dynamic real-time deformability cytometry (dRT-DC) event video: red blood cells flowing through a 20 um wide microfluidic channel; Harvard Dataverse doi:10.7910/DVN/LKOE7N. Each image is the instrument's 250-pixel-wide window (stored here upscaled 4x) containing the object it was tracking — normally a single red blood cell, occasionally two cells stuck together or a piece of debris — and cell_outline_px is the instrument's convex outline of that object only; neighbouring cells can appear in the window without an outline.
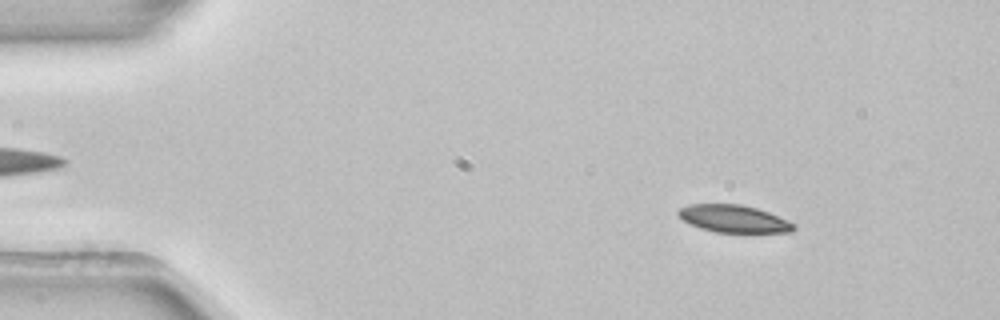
{"species": "common noctule bat (a hibernating species)", "species_latin": "Nyctalus noctula", "temperature_condition": "room temperature", "stored_images_in_passage": 52, "camera_frame_rate_fps": 3000, "um_per_image_px": 0.085, "animal": {"sex": "female", "body_mass_g": 22.7, "forearm_length_mm": 54.2}, "frame": {"image": 1, "passage_image": 7, "time_ms": 2.0, "image_size_px": [1000, 320], "cell_outline_px": [[796, 228], [792, 232], [716, 232], [700, 228], [688, 224], [676, 212], [680, 208], [688, 204], [740, 204], [756, 208], [768, 212], [796, 224]], "centroid_in_image_um": [62.35, 18.59], "position_along_channel_um": 22.6, "area_um2": 18.38}}
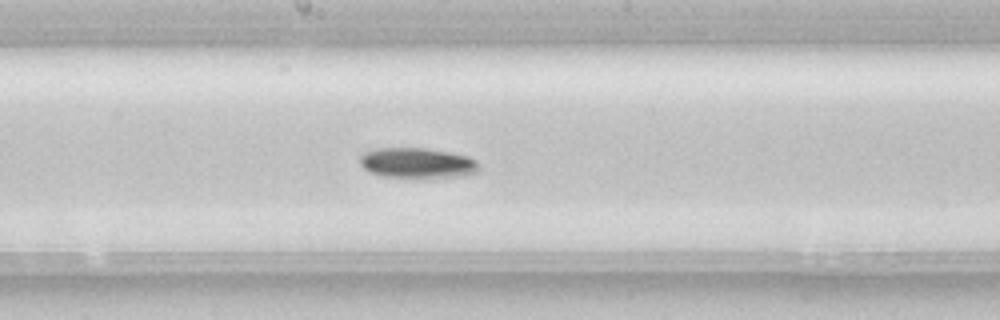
{"frame": {"image": 2, "passage_image": 28, "time_ms": 9.0, "image_size_px": [1000, 320], "cell_outline_px": [[480, 168], [476, 172], [460, 176], [432, 180], [420, 180], [384, 176], [368, 172], [360, 164], [360, 156], [364, 152], [376, 148], [424, 148], [448, 152], [468, 156], [476, 160], [480, 164]], "centroid_in_image_um": [35.48, 13.9], "position_along_channel_um": 212.7, "area_um2": 21.91}}
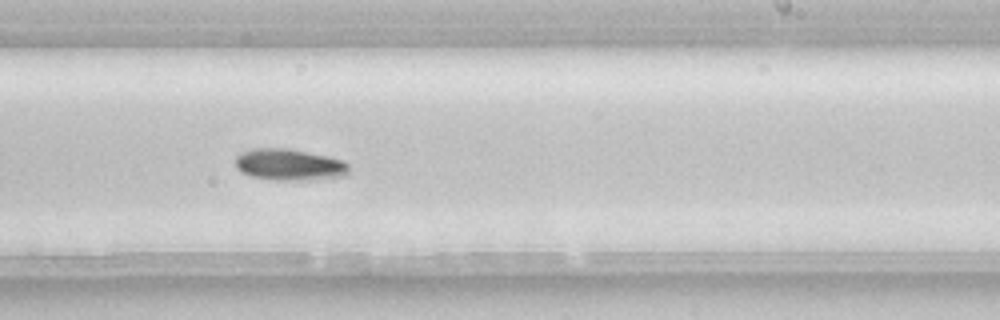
{"frame": {"image": 3, "passage_image": 32, "time_ms": 10.333, "image_size_px": [1000, 320], "cell_outline_px": [[348, 172], [344, 176], [296, 180], [276, 180], [252, 176], [240, 172], [236, 168], [236, 156], [240, 152], [252, 148], [288, 148], [328, 156], [344, 160], [348, 164]], "centroid_in_image_um": [24.55, 13.98], "position_along_channel_um": 264.4, "area_um2": 20.81}, "authors_computed_cell_mechanics": {"area_um2": 19.2763, "velocity_mm_per_s": 3.9002, "shape_relaxation_time_tau1_ms": 6.1994, "shape_relaxation_time_tau2_ms": null, "deformation_change_tau1": 0.1289, "deformation_change_tau2": null}}